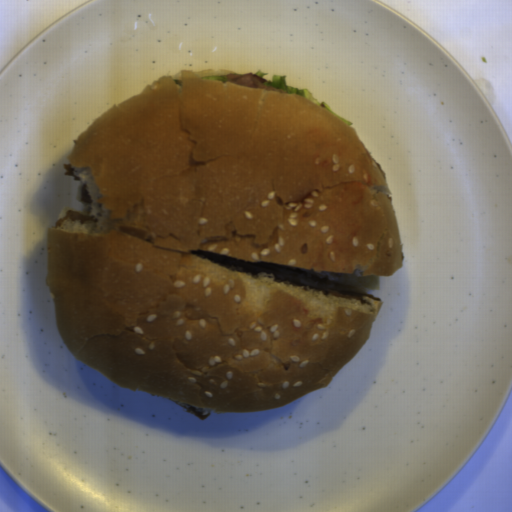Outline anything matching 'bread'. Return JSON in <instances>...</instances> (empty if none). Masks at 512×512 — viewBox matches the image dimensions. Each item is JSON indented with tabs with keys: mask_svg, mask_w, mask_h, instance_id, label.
Returning <instances> with one entry per match:
<instances>
[{
	"mask_svg": "<svg viewBox=\"0 0 512 512\" xmlns=\"http://www.w3.org/2000/svg\"><path fill=\"white\" fill-rule=\"evenodd\" d=\"M181 70L112 104L68 161L92 203L46 231L73 358L135 393L216 412L332 383L404 265L391 190L353 125L310 99ZM372 296V295H371Z\"/></svg>",
	"mask_w": 512,
	"mask_h": 512,
	"instance_id": "obj_1",
	"label": "bread"
}]
</instances>
